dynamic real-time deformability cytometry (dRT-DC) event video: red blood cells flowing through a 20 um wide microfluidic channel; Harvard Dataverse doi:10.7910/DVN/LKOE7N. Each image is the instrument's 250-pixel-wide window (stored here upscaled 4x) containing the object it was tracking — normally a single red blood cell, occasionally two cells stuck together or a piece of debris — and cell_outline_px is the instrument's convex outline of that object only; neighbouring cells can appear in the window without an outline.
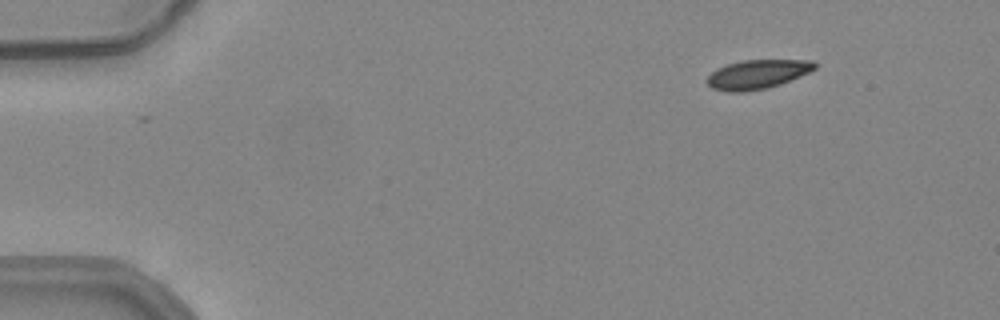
{"species": "common noctule bat (a hibernating species)", "species_latin": "Nyctalus noctula", "temperature_condition": "warm", "stored_images_in_passage": 48, "camera_frame_rate_fps": 3000, "um_per_image_px": 0.085, "animal": {"sex": "female", "body_mass_g": 24.6, "forearm_length_mm": 56.2}, "frame": {"image": 1, "passage_image": 1, "time_ms": 0.0, "image_size_px": [1000, 320], "cell_outline_px": [[816, 68], [800, 76], [780, 84], [768, 88], [744, 92], [728, 92], [712, 88], [704, 80], [716, 68], [740, 60], [812, 60], [816, 64]], "centroid_in_image_um": [64.34, 6.32], "position_along_channel_um": 20.7, "area_um2": 18.32}}
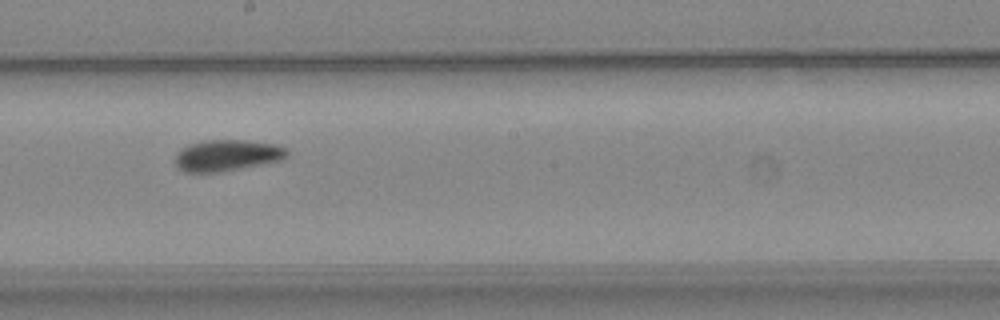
{"frame": {"image": 2, "passage_image": 25, "time_ms": 8.0, "image_size_px": [1000, 320], "cell_outline_px": [[288, 156], [280, 160], [240, 168], [216, 172], [184, 172], [176, 168], [176, 156], [180, 148], [188, 144], [204, 140], [244, 140], [276, 144], [288, 148]], "centroid_in_image_um": [19.28, 13.19], "position_along_channel_um": 228.9, "area_um2": 20.4}}
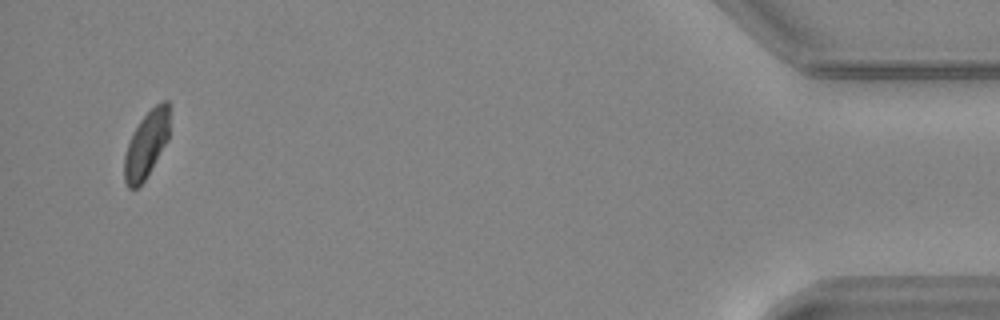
{"frame": {"image": 3, "passage_image": 46, "time_ms": 15.0, "image_size_px": [1000, 320], "cell_outline_px": [[168, 140], [144, 180], [136, 188], [128, 188], [124, 180], [124, 156], [128, 144], [140, 120], [156, 104], [164, 100], [168, 100]], "centroid_in_image_um": [12.43, 12.29], "position_along_channel_um": 422.8, "area_um2": 17.05}, "authors_computed_cell_mechanics": {"area_um2": 19.5364, "velocity_mm_per_s": 3.9008, "shape_relaxation_time_tau1_ms": 3.0851, "shape_relaxation_time_tau2_ms": 1.4301, "deformation_change_tau1": 0.1125, "deformation_change_tau2": 0.0672}}